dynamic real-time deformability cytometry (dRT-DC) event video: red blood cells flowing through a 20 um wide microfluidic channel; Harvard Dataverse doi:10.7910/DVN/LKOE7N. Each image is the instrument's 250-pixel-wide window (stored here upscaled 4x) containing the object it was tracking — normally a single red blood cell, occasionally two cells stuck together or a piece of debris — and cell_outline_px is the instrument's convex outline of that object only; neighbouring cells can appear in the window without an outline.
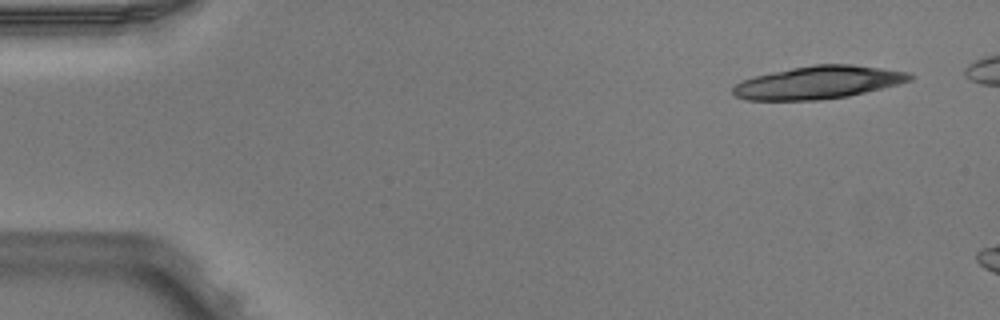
{"species": "Egyptian fruit bat (a non-hibernating species)", "species_latin": "Rousettus aegyptiacus", "temperature_condition": "warm", "stored_images_in_passage": 5, "segment_of_instrument_passage": [2, 2], "camera_frame_rate_fps": 3000, "um_per_image_px": 0.085, "animal": {"sex": "male"}, "frame": {"image": 1, "passage_image": 5, "time_ms": 1.333, "image_size_px": [1000, 320], "cell_outline_px": [[916, 76], [912, 80], [848, 96], [820, 100], [744, 100], [736, 96], [732, 92], [732, 88], [740, 80], [772, 72], [812, 64], [852, 64], [908, 72]], "centroid_in_image_um": [69.52, 7.01], "position_along_channel_um": 15.5, "area_um2": 33.7}}